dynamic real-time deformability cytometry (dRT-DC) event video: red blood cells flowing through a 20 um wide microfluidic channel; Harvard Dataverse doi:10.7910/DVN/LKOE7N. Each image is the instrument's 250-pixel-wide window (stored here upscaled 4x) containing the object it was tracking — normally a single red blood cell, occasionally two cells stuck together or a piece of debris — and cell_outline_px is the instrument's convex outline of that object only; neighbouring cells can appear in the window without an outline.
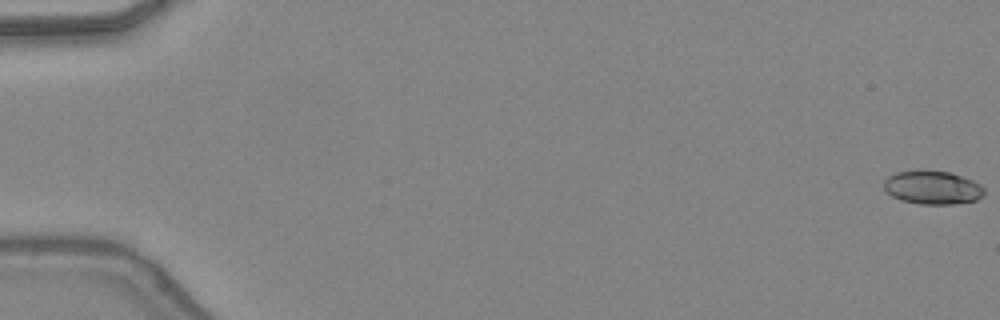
{"species": "common noctule bat (a hibernating species)", "species_latin": "Nyctalus noctula", "temperature_condition": "warm", "stored_images_in_passage": 49, "camera_frame_rate_fps": 3000, "um_per_image_px": 0.085, "animal": {"sex": "female", "body_mass_g": 24.6, "forearm_length_mm": 56.2}, "frame": {"image": 1, "passage_image": 1, "time_ms": 0.0, "image_size_px": [1000, 320], "cell_outline_px": [[984, 196], [976, 200], [952, 204], [920, 204], [900, 200], [892, 196], [884, 188], [884, 180], [888, 176], [896, 172], [948, 172], [972, 180], [980, 184], [984, 188]], "centroid_in_image_um": [79.28, 15.97], "position_along_channel_um": 5.7, "area_um2": 19.13}}
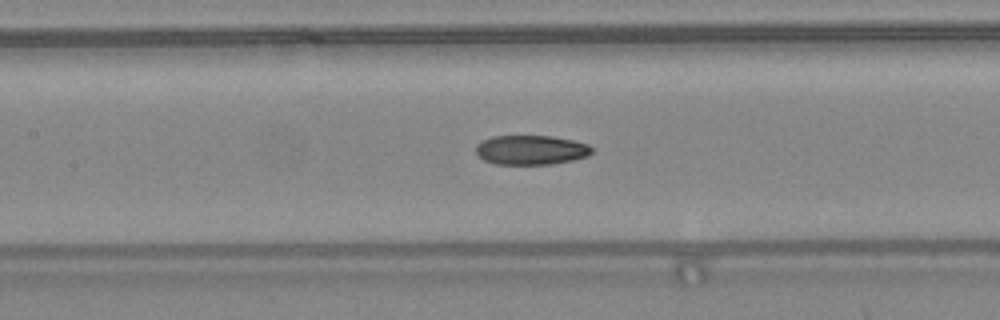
{"frame": {"image": 2, "passage_image": 24, "time_ms": 7.667, "image_size_px": [1000, 320], "cell_outline_px": [[592, 152], [588, 156], [572, 160], [552, 164], [496, 164], [484, 160], [476, 156], [476, 144], [492, 136], [552, 136], [572, 140], [588, 144], [592, 148]], "centroid_in_image_um": [45.12, 12.75], "position_along_channel_um": 162.3, "area_um2": 19.94}}
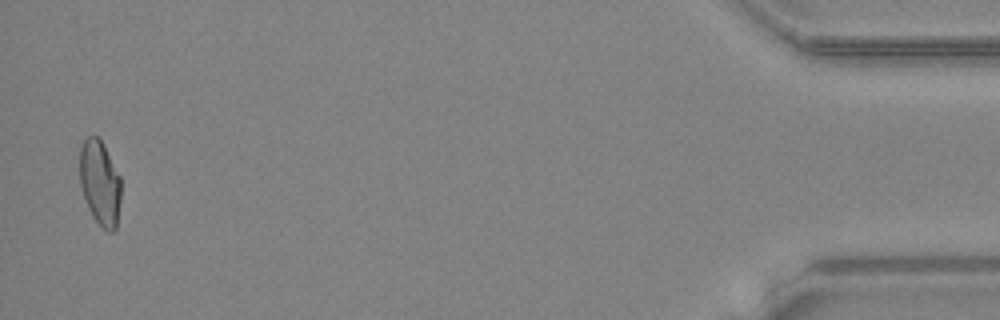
{"frame": {"image": 3, "passage_image": 48, "time_ms": 15.667, "image_size_px": [1000, 320], "cell_outline_px": [[120, 200], [116, 228], [112, 232], [108, 232], [92, 216], [84, 196], [80, 184], [80, 148], [84, 140], [88, 136], [96, 136], [104, 144], [120, 176]], "centroid_in_image_um": [8.5, 15.52], "position_along_channel_um": 426.7, "area_um2": 20.23}, "authors_computed_cell_mechanics": {"area_um2": 20.4034, "velocity_mm_per_s": 4.3914, "shape_relaxation_time_tau1_ms": 9.1573, "shape_relaxation_time_tau2_ms": 2.6959, "deformation_change_tau1": 0.2568, "deformation_change_tau2": 0.0644}}